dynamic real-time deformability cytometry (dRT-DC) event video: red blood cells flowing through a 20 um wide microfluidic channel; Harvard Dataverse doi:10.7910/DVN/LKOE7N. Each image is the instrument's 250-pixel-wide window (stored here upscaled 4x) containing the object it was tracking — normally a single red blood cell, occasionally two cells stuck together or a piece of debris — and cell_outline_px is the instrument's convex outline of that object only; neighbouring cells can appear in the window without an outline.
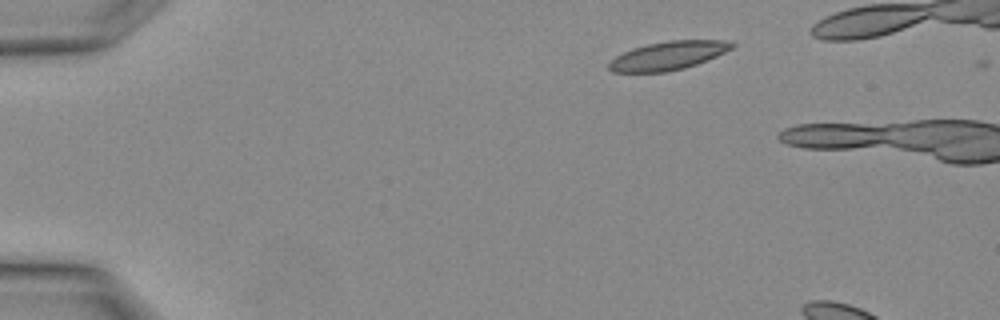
{"species": "Egyptian fruit bat (a non-hibernating species)", "species_latin": "Rousettus aegyptiacus", "temperature_condition": "warm", "stored_images_in_passage": 3, "camera_frame_rate_fps": 3000, "um_per_image_px": 0.085, "animal": {"sex": "female"}, "frame": {"image": 1, "passage_image": 3, "time_ms": 0.667, "image_size_px": [1000, 320], "cell_outline_px": [[736, 44], [732, 48], [716, 56], [696, 64], [684, 68], [668, 72], [612, 72], [608, 68], [608, 64], [616, 56], [624, 52], [648, 44], [668, 40], [724, 40]], "centroid_in_image_um": [56.79, 4.73], "position_along_channel_um": 28.2, "area_um2": 20.17}}